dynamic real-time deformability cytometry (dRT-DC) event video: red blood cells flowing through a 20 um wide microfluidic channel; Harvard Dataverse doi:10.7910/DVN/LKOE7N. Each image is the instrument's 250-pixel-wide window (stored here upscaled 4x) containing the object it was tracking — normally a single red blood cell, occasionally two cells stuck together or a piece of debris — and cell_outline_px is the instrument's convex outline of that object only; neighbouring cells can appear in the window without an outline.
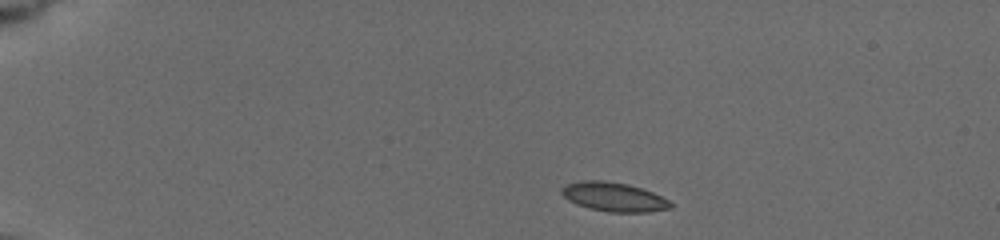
{"species": "common noctule bat (a hibernating species)", "species_latin": "Nyctalus noctula", "temperature_condition": "cold", "stored_images_in_passage": 9, "camera_frame_rate_fps": 3000, "um_per_image_px": 0.085, "animal": {"sex": "female", "body_mass_g": 19.5, "forearm_length_mm": 54.1}, "frame": {"image": 1, "passage_image": 1, "time_ms": 0.0, "image_size_px": [1000, 240], "cell_outline_px": [[672, 208], [648, 212], [608, 212], [588, 208], [576, 204], [568, 200], [560, 192], [560, 188], [564, 184], [580, 180], [604, 180], [628, 184], [652, 192], [668, 200], [672, 204]], "centroid_in_image_um": [52.12, 16.73], "position_along_channel_um": 32.9, "area_um2": 18.61}}
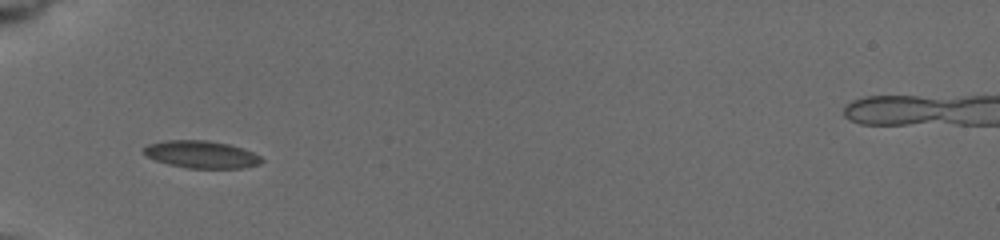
{"frame": {"image": 2, "passage_image": 4, "time_ms": 3.0, "image_size_px": [1000, 240], "cell_outline_px": [[264, 160], [260, 164], [244, 168], [188, 168], [168, 164], [156, 160], [148, 156], [144, 152], [144, 148], [148, 144], [164, 140], [208, 140], [228, 144], [244, 148], [260, 156]], "centroid_in_image_um": [17.15, 13.12], "position_along_channel_um": 67.8, "area_um2": 18.79}}
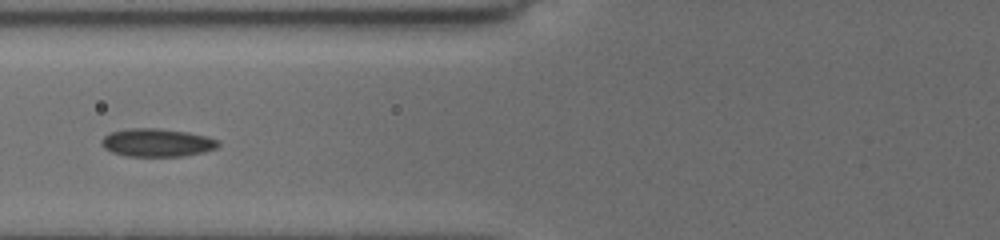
{"frame": {"image": 3, "passage_image": 7, "time_ms": 4.333, "image_size_px": [1000, 240], "cell_outline_px": [[220, 144], [216, 148], [204, 152], [184, 156], [124, 156], [112, 152], [104, 148], [100, 140], [104, 136], [112, 132], [132, 128], [160, 128], [188, 132], [208, 136], [220, 140]], "centroid_in_image_um": [13.38, 12.12], "position_along_channel_um": 112.4, "area_um2": 19.25}}